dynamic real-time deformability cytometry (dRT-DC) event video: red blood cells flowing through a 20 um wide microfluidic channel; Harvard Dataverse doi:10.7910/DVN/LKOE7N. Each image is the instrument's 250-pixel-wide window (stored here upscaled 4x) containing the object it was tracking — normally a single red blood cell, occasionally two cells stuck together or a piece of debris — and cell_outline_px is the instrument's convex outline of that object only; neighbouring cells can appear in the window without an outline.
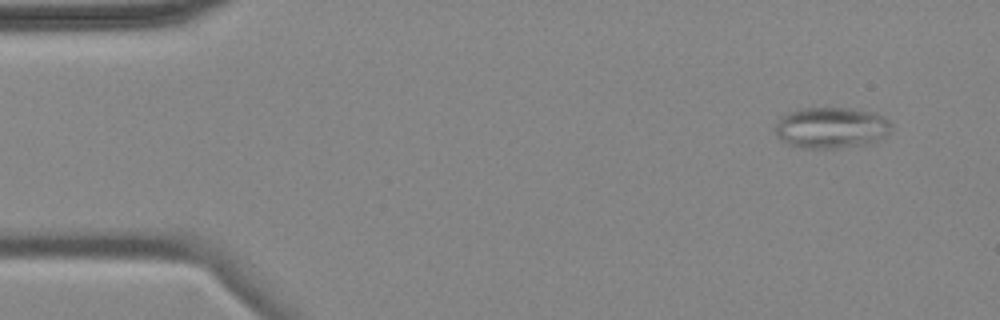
{"species": "common noctule bat (a hibernating species)", "species_latin": "Nyctalus noctula", "temperature_condition": "cold", "stored_images_in_passage": 4, "camera_frame_rate_fps": 3000, "um_per_image_px": 0.085, "animal": {"sex": "female", "body_mass_g": 18.4}, "frame": {"image": 1, "passage_image": 1, "time_ms": 0.0, "image_size_px": [1000, 320], "cell_outline_px": [[892, 132], [888, 136], [876, 144], [840, 148], [800, 148], [788, 144], [776, 136], [772, 128], [776, 120], [780, 116], [788, 112], [800, 108], [852, 108], [876, 112], [884, 116], [892, 124]], "centroid_in_image_um": [70.7, 10.87], "position_along_channel_um": 14.3, "area_um2": 29.07}}
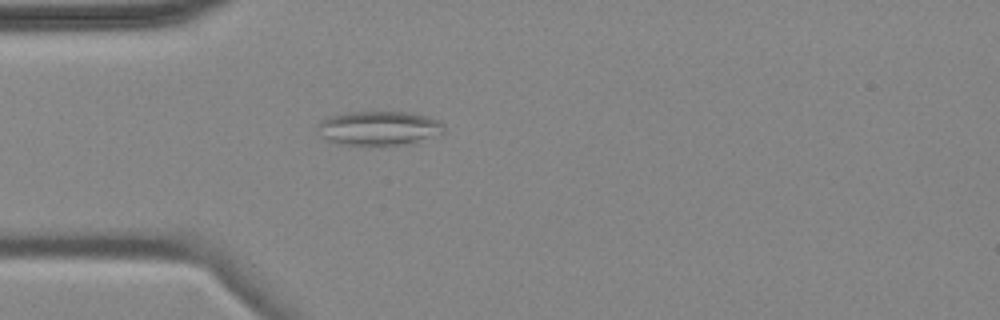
{"frame": {"image": 2, "passage_image": 4, "time_ms": 3.667, "image_size_px": [1000, 320], "cell_outline_px": [[444, 132], [416, 144], [376, 148], [336, 144], [320, 136], [316, 128], [328, 116], [348, 112], [408, 112], [428, 116], [440, 120], [444, 124]], "centroid_in_image_um": [32.24, 10.95], "position_along_channel_um": 52.8, "area_um2": 26.47}}